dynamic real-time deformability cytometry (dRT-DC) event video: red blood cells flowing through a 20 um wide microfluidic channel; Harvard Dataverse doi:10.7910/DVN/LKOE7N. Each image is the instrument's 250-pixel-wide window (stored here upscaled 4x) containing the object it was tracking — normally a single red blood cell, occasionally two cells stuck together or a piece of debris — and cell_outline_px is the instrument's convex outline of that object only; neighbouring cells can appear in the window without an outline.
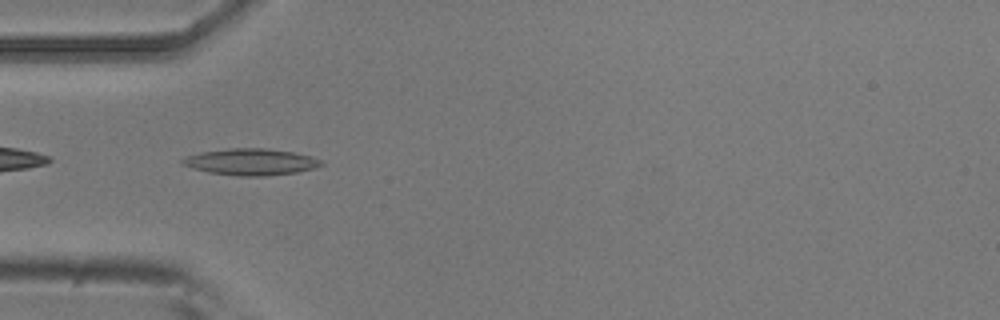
{"species": "common noctule bat (a hibernating species)", "species_latin": "Nyctalus noctula", "temperature_condition": "room temperature", "stored_images_in_passage": 5, "camera_frame_rate_fps": 3000, "um_per_image_px": 0.085, "animal": {"sex": "male", "body_mass_g": 20.5, "forearm_length_mm": 52.5}, "frame": {"image": 1, "passage_image": 2, "time_ms": 0.333, "image_size_px": [1000, 320], "cell_outline_px": [[324, 164], [316, 168], [296, 172], [264, 176], [240, 176], [208, 172], [192, 168], [180, 164], [180, 160], [188, 156], [200, 152], [228, 148], [268, 148], [292, 152], [312, 156], [324, 160]], "centroid_in_image_um": [21.35, 13.75], "position_along_channel_um": 63.7, "area_um2": 21.62}}
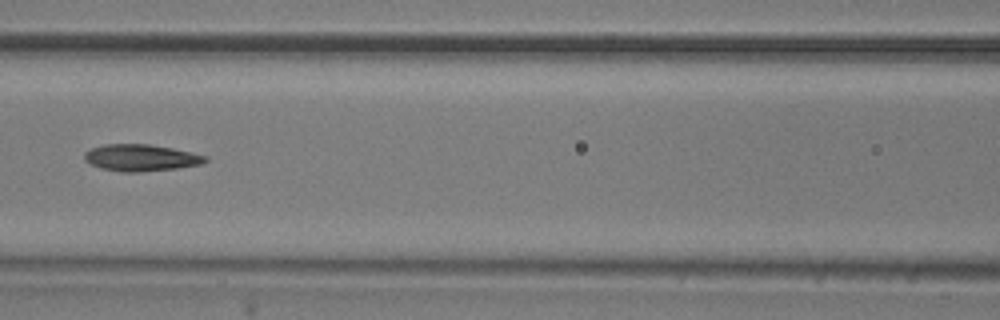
{"frame": {"image": 2, "passage_image": 4, "time_ms": 1.0, "image_size_px": [1000, 320], "cell_outline_px": [[208, 160], [200, 164], [176, 168], [140, 172], [120, 172], [100, 168], [84, 160], [84, 152], [92, 148], [104, 144], [148, 144], [172, 148], [208, 156]], "centroid_in_image_um": [11.95, 13.41], "position_along_channel_um": 154.6, "area_um2": 18.79}}
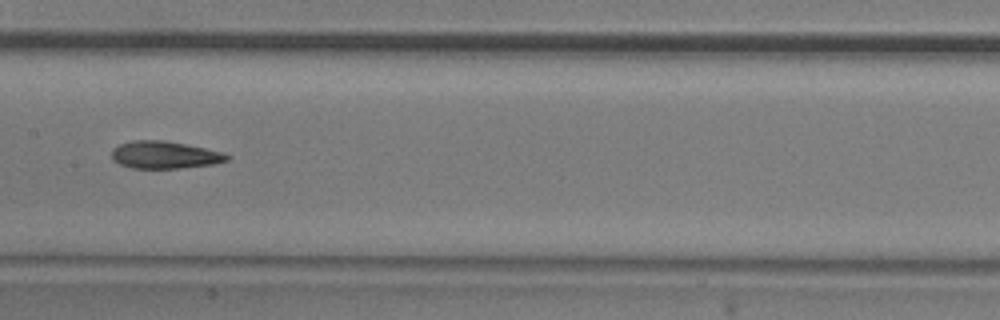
{"frame": {"image": 3, "passage_image": 5, "time_ms": 1.333, "image_size_px": [1000, 320], "cell_outline_px": [[232, 156], [228, 160], [212, 164], [180, 168], [132, 168], [120, 164], [112, 160], [112, 148], [120, 144], [132, 140], [164, 140], [204, 148], [220, 152]], "centroid_in_image_um": [13.96, 13.16], "position_along_channel_um": 193.4, "area_um2": 18.26}}